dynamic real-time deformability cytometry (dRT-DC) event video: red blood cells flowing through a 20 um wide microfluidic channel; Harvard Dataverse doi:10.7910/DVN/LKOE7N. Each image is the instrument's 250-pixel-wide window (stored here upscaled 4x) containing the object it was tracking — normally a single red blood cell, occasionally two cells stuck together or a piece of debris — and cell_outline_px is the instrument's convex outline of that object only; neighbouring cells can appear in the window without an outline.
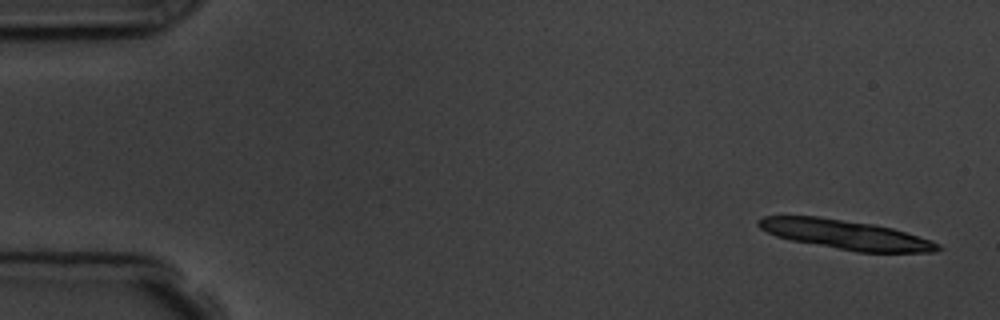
{"species": "common noctule bat (a hibernating species)", "species_latin": "Nyctalus noctula", "temperature_condition": "room temperature", "stored_images_in_passage": 5, "camera_frame_rate_fps": 3000, "um_per_image_px": 0.085, "animal": {"sex": "male", "body_mass_g": 19.5, "forearm_length_mm": 54.6}, "frame": {"image": 1, "passage_image": 1, "time_ms": 0.0, "image_size_px": [1000, 320], "cell_outline_px": [[944, 248], [936, 252], [856, 252], [792, 240], [776, 236], [760, 228], [756, 224], [756, 220], [764, 216], [820, 216], [876, 224], [892, 228], [932, 240], [940, 244]], "centroid_in_image_um": [71.9, 19.94], "position_along_channel_um": 13.1, "area_um2": 30.87}}
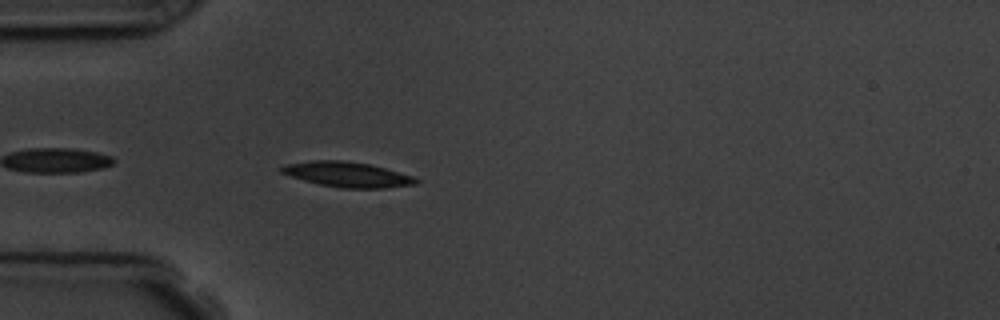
{"frame": {"image": 2, "passage_image": 5, "time_ms": 4.667, "image_size_px": [1000, 320], "cell_outline_px": [[420, 180], [416, 184], [384, 188], [340, 188], [320, 184], [304, 180], [280, 172], [280, 168], [288, 164], [312, 160], [344, 160], [368, 164], [384, 168], [412, 176]], "centroid_in_image_um": [29.53, 14.83], "position_along_channel_um": 55.5, "area_um2": 19.42}}